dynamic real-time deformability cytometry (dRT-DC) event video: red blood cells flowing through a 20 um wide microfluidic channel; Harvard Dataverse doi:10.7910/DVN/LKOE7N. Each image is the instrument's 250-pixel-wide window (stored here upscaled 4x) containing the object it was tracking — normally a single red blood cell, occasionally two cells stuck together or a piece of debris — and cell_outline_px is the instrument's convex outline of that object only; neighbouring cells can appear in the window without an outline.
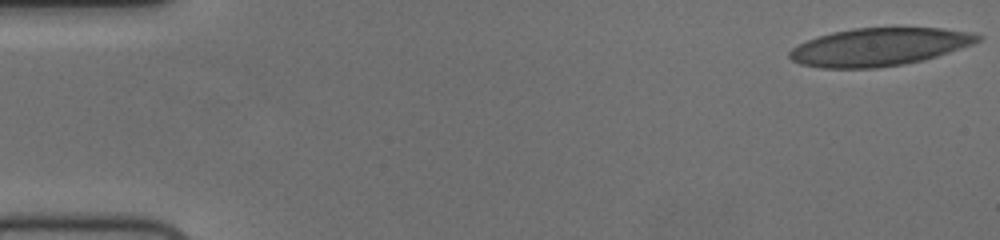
{"species": "human", "species_latin": "Homo sapiens", "temperature_condition": "cold", "stored_images_in_passage": 46, "camera_frame_rate_fps": 3000, "um_per_image_px": 0.085, "donor": {"sex": "female"}, "frame": {"image": 1, "passage_image": 1, "time_ms": 0.0, "image_size_px": [1000, 240], "cell_outline_px": [[984, 36], [980, 40], [972, 44], [936, 56], [904, 64], [876, 68], [820, 68], [800, 64], [792, 60], [788, 56], [788, 52], [792, 48], [808, 40], [832, 32], [852, 28], [940, 28], [972, 32]], "centroid_in_image_um": [74.71, 3.99], "position_along_channel_um": 10.3, "area_um2": 41.27}}
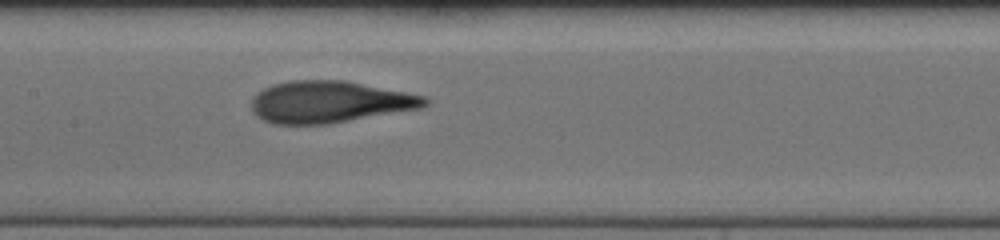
{"frame": {"image": 2, "passage_image": 27, "time_ms": 8.667, "image_size_px": [1000, 240], "cell_outline_px": [[432, 100], [428, 104], [420, 108], [328, 124], [272, 124], [264, 120], [252, 108], [252, 96], [256, 92], [272, 84], [288, 80], [344, 80], [424, 96]], "centroid_in_image_um": [27.99, 8.65], "position_along_channel_um": 179.4, "area_um2": 42.02}}
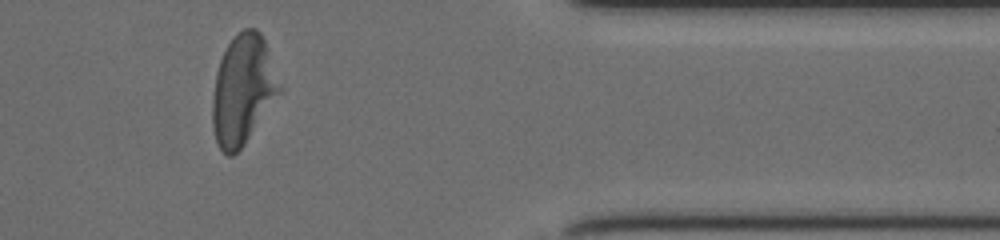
{"frame": {"image": 3, "passage_image": 46, "time_ms": 15.0, "image_size_px": [1000, 240], "cell_outline_px": [[280, 88], [244, 144], [232, 156], [228, 156], [216, 144], [212, 124], [212, 100], [216, 72], [220, 60], [228, 44], [236, 32], [244, 28], [256, 28], [260, 32], [264, 40]], "centroid_in_image_um": [20.57, 7.61], "position_along_channel_um": 390.8, "area_um2": 41.5}, "authors_computed_cell_mechanics": {"area_um2": 42.2807, "velocity_mm_per_s": 3.7036, "shape_relaxation_time_tau1_ms": 4.1573, "shape_relaxation_time_tau2_ms": 1.6747, "deformation_change_tau1": 0.1687, "deformation_change_tau2": 0.1031}}